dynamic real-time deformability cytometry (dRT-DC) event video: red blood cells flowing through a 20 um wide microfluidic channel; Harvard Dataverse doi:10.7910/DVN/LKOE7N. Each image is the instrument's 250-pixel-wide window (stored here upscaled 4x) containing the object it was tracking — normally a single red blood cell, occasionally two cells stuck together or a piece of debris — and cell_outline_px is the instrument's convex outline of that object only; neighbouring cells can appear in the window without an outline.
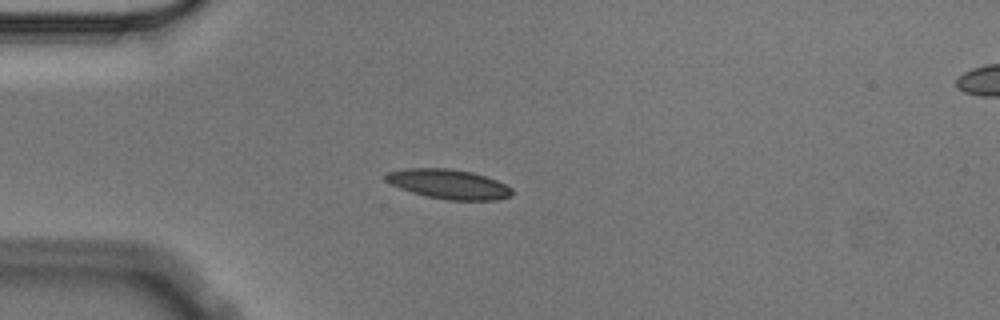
{"species": "Egyptian fruit bat (a non-hibernating species)", "species_latin": "Rousettus aegyptiacus", "temperature_condition": "cold", "stored_images_in_passage": 5, "camera_frame_rate_fps": 3000, "um_per_image_px": 0.085, "animal": {"sex": "male"}, "frame": {"image": 1, "passage_image": 3, "time_ms": 0.667, "image_size_px": [1000, 320], "cell_outline_px": [[512, 196], [496, 200], [448, 200], [428, 196], [412, 192], [400, 188], [384, 180], [384, 176], [388, 172], [404, 168], [448, 168], [472, 172], [496, 180], [512, 188]], "centroid_in_image_um": [38.13, 15.64], "position_along_channel_um": 46.9, "area_um2": 21.68}}
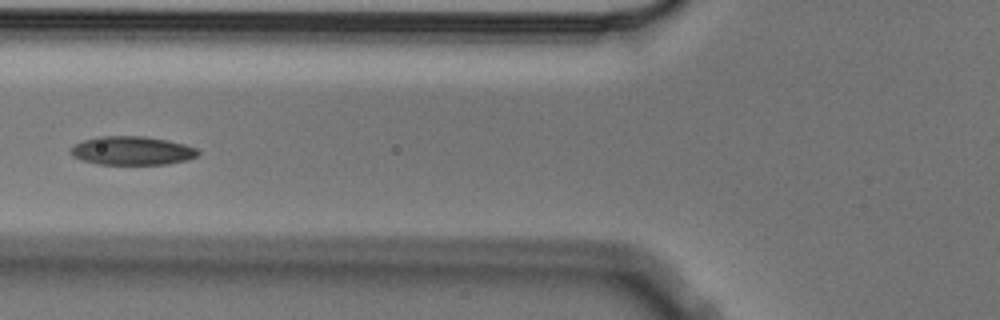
{"frame": {"image": 2, "passage_image": 5, "time_ms": 1.333, "image_size_px": [1000, 320], "cell_outline_px": [[200, 152], [196, 156], [188, 160], [168, 164], [96, 164], [72, 156], [68, 152], [72, 144], [96, 136], [144, 136], [168, 140], [184, 144], [196, 148]], "centroid_in_image_um": [11.19, 12.8], "position_along_channel_um": 114.6, "area_um2": 21.44}}